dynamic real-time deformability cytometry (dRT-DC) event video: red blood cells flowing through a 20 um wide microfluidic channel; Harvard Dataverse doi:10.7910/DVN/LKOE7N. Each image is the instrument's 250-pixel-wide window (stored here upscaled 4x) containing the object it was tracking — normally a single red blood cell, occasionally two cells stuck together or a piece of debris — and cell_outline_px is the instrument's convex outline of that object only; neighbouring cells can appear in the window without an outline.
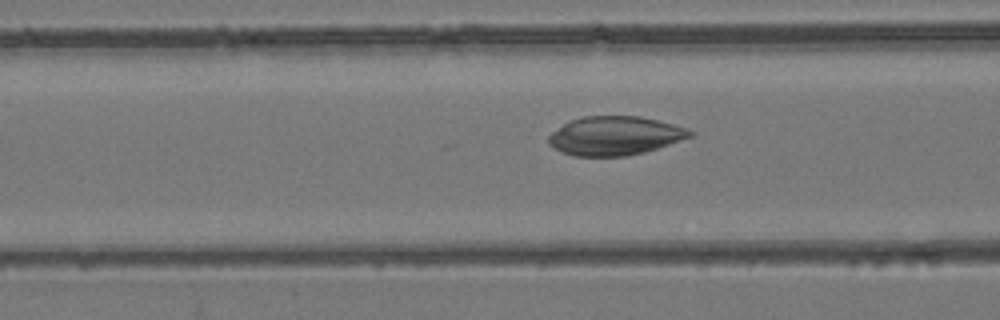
{"species": "common noctule bat (a hibernating species)", "species_latin": "Nyctalus noctula", "temperature_condition": "room temperature", "stored_images_in_passage": 10, "camera_frame_rate_fps": 3000, "um_per_image_px": 0.085, "animal": {"sex": "female", "body_mass_g": 24.6, "forearm_length_mm": 56.2}, "frame": {"image": 1, "passage_image": 7, "time_ms": 2.0, "image_size_px": [1000, 320], "cell_outline_px": [[696, 132], [692, 136], [644, 152], [624, 156], [576, 156], [552, 148], [548, 144], [548, 136], [552, 132], [568, 120], [584, 116], [640, 116], [688, 128]], "centroid_in_image_um": [52.23, 11.53], "position_along_channel_um": 114.4, "area_um2": 31.91}}